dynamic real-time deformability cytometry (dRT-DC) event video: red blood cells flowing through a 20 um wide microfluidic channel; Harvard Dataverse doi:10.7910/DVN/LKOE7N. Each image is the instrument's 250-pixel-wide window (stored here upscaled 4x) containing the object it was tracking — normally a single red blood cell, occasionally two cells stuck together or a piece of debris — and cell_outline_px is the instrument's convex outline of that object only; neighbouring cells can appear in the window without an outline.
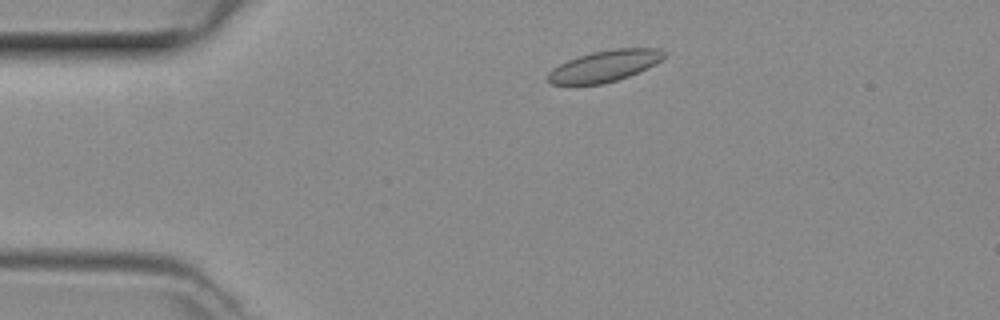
{"species": "common noctule bat (a hibernating species)", "species_latin": "Nyctalus noctula", "temperature_condition": "room temperature", "stored_images_in_passage": 33, "camera_frame_rate_fps": 3000, "um_per_image_px": 0.085, "animal": {"sex": "female", "body_mass_g": 29.2, "forearm_length_mm": 56.3}, "frame": {"image": 1, "passage_image": 1, "time_ms": 0.0, "image_size_px": [1000, 320], "cell_outline_px": [[668, 52], [656, 64], [628, 76], [616, 80], [600, 84], [552, 84], [548, 80], [548, 72], [552, 68], [568, 60], [592, 52], [616, 48], [656, 48]], "centroid_in_image_um": [51.4, 5.6], "position_along_channel_um": 33.6, "area_um2": 20.92}}
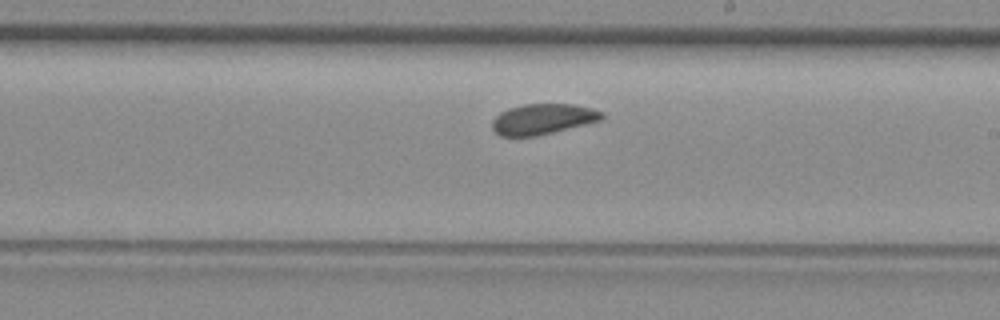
{"frame": {"image": 2, "passage_image": 19, "time_ms": 6.0, "image_size_px": [1000, 320], "cell_outline_px": [[604, 116], [600, 120], [536, 136], [500, 136], [492, 128], [492, 120], [500, 112], [508, 108], [524, 104], [572, 104], [592, 108], [604, 112]], "centroid_in_image_um": [46.11, 10.11], "position_along_channel_um": 242.9, "area_um2": 19.36}}
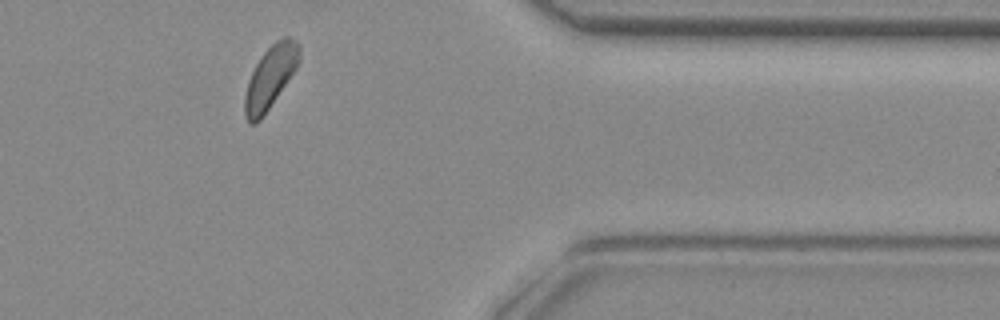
{"frame": {"image": 3, "passage_image": 31, "time_ms": 10.0, "image_size_px": [1000, 320], "cell_outline_px": [[300, 60], [296, 68], [260, 120], [256, 124], [248, 124], [244, 116], [244, 96], [248, 80], [260, 56], [276, 40], [284, 36], [292, 36], [300, 44]], "centroid_in_image_um": [22.97, 6.54], "position_along_channel_um": 388.4, "area_um2": 19.88}}